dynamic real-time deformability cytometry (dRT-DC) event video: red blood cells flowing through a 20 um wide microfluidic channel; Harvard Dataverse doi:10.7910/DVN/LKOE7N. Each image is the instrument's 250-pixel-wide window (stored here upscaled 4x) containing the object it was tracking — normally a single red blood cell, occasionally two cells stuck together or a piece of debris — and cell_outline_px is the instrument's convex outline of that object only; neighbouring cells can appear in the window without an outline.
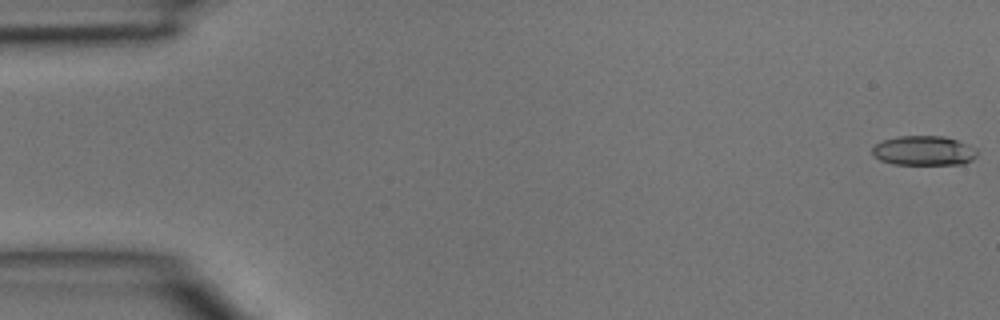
{"species": "common noctule bat (a hibernating species)", "species_latin": "Nyctalus noctula", "temperature_condition": "room temperature", "stored_images_in_passage": 42, "camera_frame_rate_fps": 3000, "um_per_image_px": 0.085, "animal": {"sex": "male", "body_mass_g": 15.6}, "frame": {"image": 1, "passage_image": 1, "time_ms": 0.0, "image_size_px": [1000, 320], "cell_outline_px": [[980, 152], [972, 160], [964, 164], [892, 164], [880, 160], [872, 156], [872, 148], [876, 144], [884, 140], [900, 136], [944, 136], [956, 140], [976, 148]], "centroid_in_image_um": [78.53, 12.81], "position_along_channel_um": 6.5, "area_um2": 18.15}}
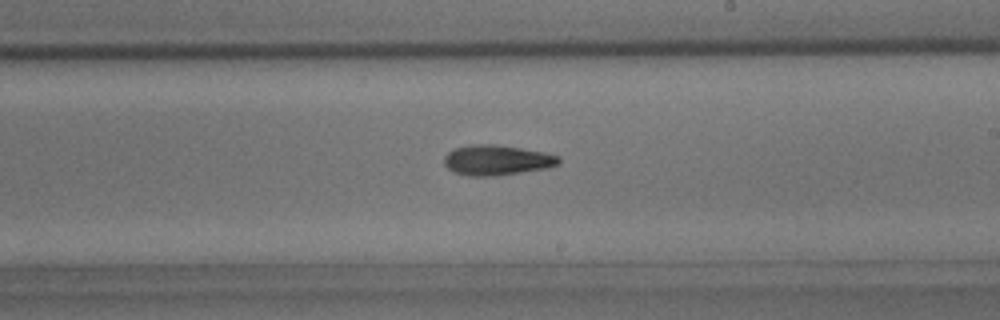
{"frame": {"image": 2, "passage_image": 27, "time_ms": 8.667, "image_size_px": [1000, 320], "cell_outline_px": [[560, 164], [544, 168], [496, 176], [468, 176], [452, 172], [444, 164], [444, 156], [448, 152], [456, 148], [472, 144], [496, 144], [544, 152], [560, 156]], "centroid_in_image_um": [42.21, 13.61], "position_along_channel_um": 246.8, "area_um2": 20.17}}